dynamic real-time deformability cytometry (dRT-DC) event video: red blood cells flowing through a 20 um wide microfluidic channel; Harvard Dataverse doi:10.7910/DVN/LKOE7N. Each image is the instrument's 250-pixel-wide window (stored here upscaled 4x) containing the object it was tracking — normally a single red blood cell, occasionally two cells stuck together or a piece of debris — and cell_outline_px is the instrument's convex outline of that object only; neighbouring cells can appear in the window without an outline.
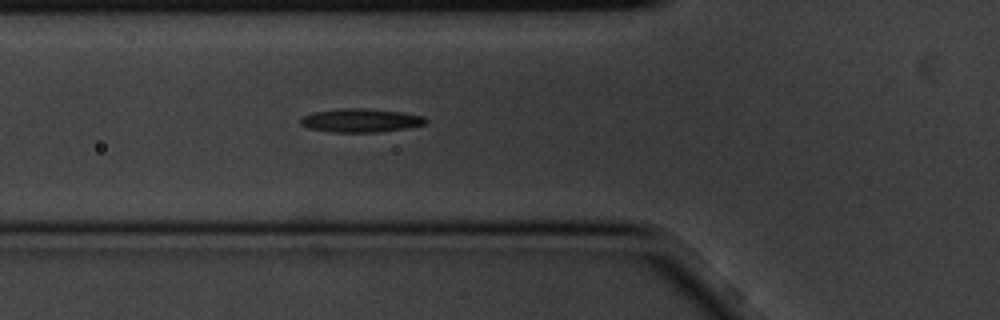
{"species": "common noctule bat (a hibernating species)", "species_latin": "Nyctalus noctula", "temperature_condition": "cold", "stored_images_in_passage": 3, "camera_frame_rate_fps": 3000, "um_per_image_px": 0.085, "animal": {"sex": "male", "body_mass_g": 20.1, "forearm_length_mm": 53.5}, "frame": {"image": 1, "passage_image": 3, "time_ms": 0.667, "image_size_px": [1000, 320], "cell_outline_px": [[428, 120], [424, 124], [408, 128], [376, 132], [336, 132], [308, 128], [300, 124], [300, 120], [304, 116], [316, 112], [340, 108], [364, 108], [400, 112], [424, 116]], "centroid_in_image_um": [30.68, 10.23], "position_along_channel_um": 95.1, "area_um2": 16.99}}